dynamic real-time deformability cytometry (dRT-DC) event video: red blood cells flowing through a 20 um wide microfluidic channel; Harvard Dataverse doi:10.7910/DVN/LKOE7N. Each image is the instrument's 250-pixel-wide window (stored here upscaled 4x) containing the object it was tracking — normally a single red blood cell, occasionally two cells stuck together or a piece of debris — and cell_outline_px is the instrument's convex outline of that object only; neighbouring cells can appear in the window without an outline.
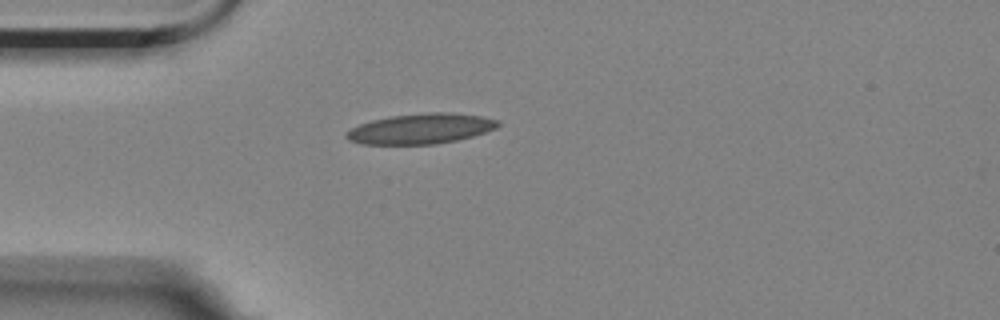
{"species": "Egyptian fruit bat (a non-hibernating species)", "species_latin": "Rousettus aegyptiacus", "temperature_condition": "room temperature", "stored_images_in_passage": 2, "camera_frame_rate_fps": 3000, "um_per_image_px": 0.085, "animal": {"sex": "female"}, "frame": {"image": 1, "passage_image": 1, "time_ms": 0.0, "image_size_px": [1000, 320], "cell_outline_px": [[500, 124], [496, 128], [472, 136], [456, 140], [436, 144], [360, 144], [348, 140], [344, 136], [344, 132], [360, 124], [372, 120], [392, 116], [428, 112], [452, 112], [484, 116], [500, 120]], "centroid_in_image_um": [35.77, 10.93], "position_along_channel_um": 49.2, "area_um2": 26.88}}